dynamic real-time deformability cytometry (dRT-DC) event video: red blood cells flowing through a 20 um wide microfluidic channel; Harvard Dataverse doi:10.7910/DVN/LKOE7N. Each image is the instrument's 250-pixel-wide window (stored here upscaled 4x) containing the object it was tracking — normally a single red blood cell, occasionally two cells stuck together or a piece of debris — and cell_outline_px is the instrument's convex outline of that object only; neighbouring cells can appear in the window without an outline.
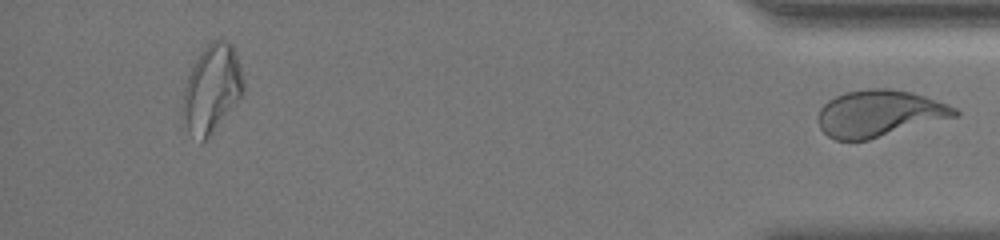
{"species": "human", "species_latin": "Homo sapiens", "temperature_condition": "room temperature", "stored_images_in_passage": 43, "segment_of_instrument_passage": [2, 2], "camera_frame_rate_fps": 3000, "um_per_image_px": 0.085, "donor": {"sex": "female"}, "frame": {"image": 1, "passage_image": 43, "time_ms": 17.333, "image_size_px": [1000, 240], "cell_outline_px": [[960, 116], [868, 140], [836, 140], [828, 136], [820, 128], [816, 116], [820, 108], [828, 100], [836, 96], [848, 92], [868, 88], [888, 88], [912, 92], [948, 104], [956, 108], [960, 112]], "centroid_in_image_um": [74.76, 9.65], "position_along_channel_um": 360.4, "area_um2": 37.4}}